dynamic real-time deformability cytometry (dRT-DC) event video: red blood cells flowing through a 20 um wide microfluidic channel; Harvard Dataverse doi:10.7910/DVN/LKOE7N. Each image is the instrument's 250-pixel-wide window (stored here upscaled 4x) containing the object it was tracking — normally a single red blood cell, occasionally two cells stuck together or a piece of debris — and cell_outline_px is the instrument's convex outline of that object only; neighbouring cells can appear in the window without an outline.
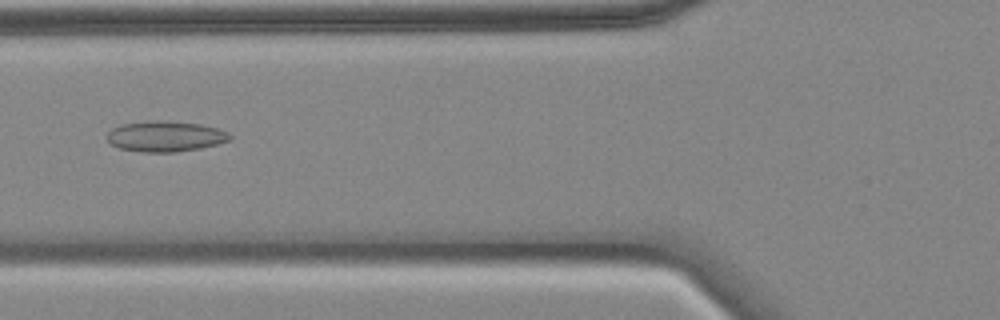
{"species": "common noctule bat (a hibernating species)", "species_latin": "Nyctalus noctula", "temperature_condition": "cold", "stored_images_in_passage": 54, "segment_of_instrument_passage": [1, 2], "camera_frame_rate_fps": 3000, "um_per_image_px": 0.085, "animal": {"sex": "female", "body_mass_g": 18.4}, "frame": {"image": 1, "passage_image": 21, "time_ms": 6.667, "image_size_px": [1000, 320], "cell_outline_px": [[232, 140], [200, 148], [176, 152], [140, 152], [120, 148], [112, 144], [104, 136], [112, 128], [120, 124], [152, 120], [168, 120], [200, 124], [216, 128], [228, 132], [232, 136]], "centroid_in_image_um": [14.04, 11.58], "position_along_channel_um": 111.8, "area_um2": 22.14}}
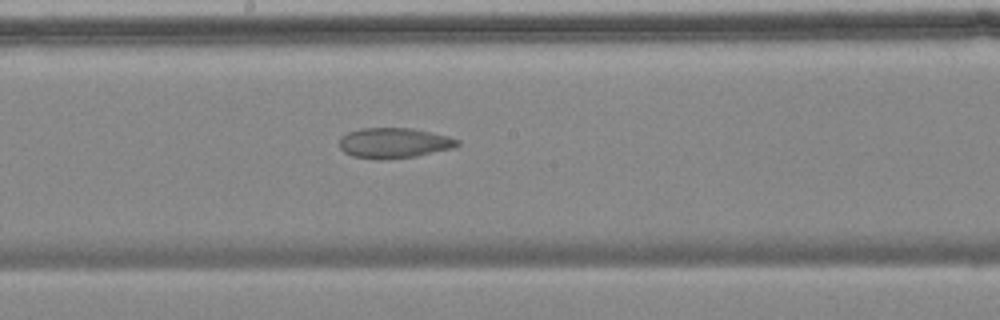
{"frame": {"image": 2, "passage_image": 30, "time_ms": 9.667, "image_size_px": [1000, 320], "cell_outline_px": [[460, 144], [452, 148], [416, 156], [384, 160], [376, 160], [352, 156], [344, 152], [340, 148], [340, 136], [348, 132], [360, 128], [412, 128], [448, 136], [460, 140]], "centroid_in_image_um": [33.46, 12.16], "position_along_channel_um": 214.7, "area_um2": 20.98}}
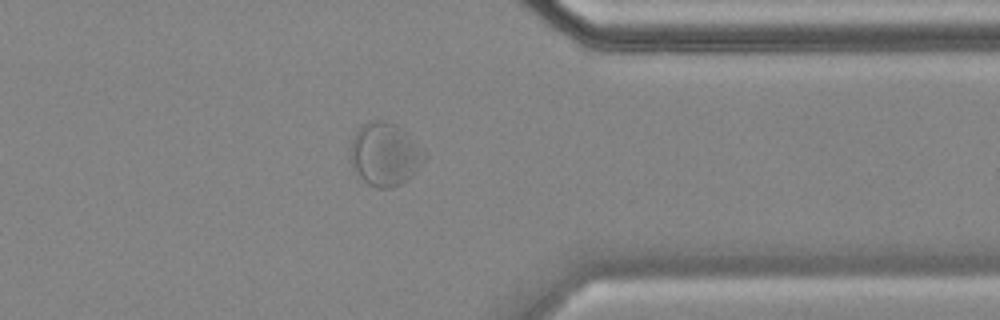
{"frame": {"image": 3, "passage_image": 45, "time_ms": 14.667, "image_size_px": [1000, 320], "cell_outline_px": [[428, 156], [416, 172], [400, 184], [388, 188], [376, 188], [368, 184], [352, 168], [348, 152], [352, 140], [356, 132], [368, 120], [380, 120], [396, 124], [404, 128], [428, 152]], "centroid_in_image_um": [32.75, 13.09], "position_along_channel_um": 378.7, "area_um2": 27.8}}